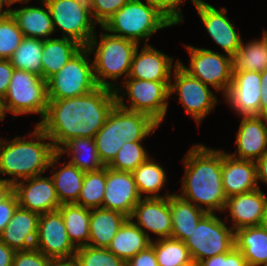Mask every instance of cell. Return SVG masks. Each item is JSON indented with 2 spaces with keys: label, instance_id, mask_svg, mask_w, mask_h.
Here are the masks:
<instances>
[{
  "label": "cell",
  "instance_id": "1",
  "mask_svg": "<svg viewBox=\"0 0 267 266\" xmlns=\"http://www.w3.org/2000/svg\"><path fill=\"white\" fill-rule=\"evenodd\" d=\"M115 104V91L101 86L81 96L48 100L46 114L37 126L58 151L70 139L94 138Z\"/></svg>",
  "mask_w": 267,
  "mask_h": 266
},
{
  "label": "cell",
  "instance_id": "2",
  "mask_svg": "<svg viewBox=\"0 0 267 266\" xmlns=\"http://www.w3.org/2000/svg\"><path fill=\"white\" fill-rule=\"evenodd\" d=\"M181 163L185 171L178 195L206 213H223L227 196L222 184V149L193 144Z\"/></svg>",
  "mask_w": 267,
  "mask_h": 266
},
{
  "label": "cell",
  "instance_id": "3",
  "mask_svg": "<svg viewBox=\"0 0 267 266\" xmlns=\"http://www.w3.org/2000/svg\"><path fill=\"white\" fill-rule=\"evenodd\" d=\"M26 135L0 138V175L12 186L22 180L43 175L57 153L52 141L34 124ZM10 177V178H9Z\"/></svg>",
  "mask_w": 267,
  "mask_h": 266
},
{
  "label": "cell",
  "instance_id": "4",
  "mask_svg": "<svg viewBox=\"0 0 267 266\" xmlns=\"http://www.w3.org/2000/svg\"><path fill=\"white\" fill-rule=\"evenodd\" d=\"M160 126L146 114L115 104L94 137L100 161L108 166L125 142L145 141Z\"/></svg>",
  "mask_w": 267,
  "mask_h": 266
},
{
  "label": "cell",
  "instance_id": "5",
  "mask_svg": "<svg viewBox=\"0 0 267 266\" xmlns=\"http://www.w3.org/2000/svg\"><path fill=\"white\" fill-rule=\"evenodd\" d=\"M91 38L87 49L93 55V69L98 86L115 90L120 82L127 79L131 70L132 57L138 44L132 40L114 36L100 27Z\"/></svg>",
  "mask_w": 267,
  "mask_h": 266
},
{
  "label": "cell",
  "instance_id": "6",
  "mask_svg": "<svg viewBox=\"0 0 267 266\" xmlns=\"http://www.w3.org/2000/svg\"><path fill=\"white\" fill-rule=\"evenodd\" d=\"M172 26L175 24L149 1L131 0L112 15L102 28L114 36L140 45L149 44L154 33Z\"/></svg>",
  "mask_w": 267,
  "mask_h": 266
},
{
  "label": "cell",
  "instance_id": "7",
  "mask_svg": "<svg viewBox=\"0 0 267 266\" xmlns=\"http://www.w3.org/2000/svg\"><path fill=\"white\" fill-rule=\"evenodd\" d=\"M169 86L170 81L127 78L114 90L116 104L123 109L146 114L160 125L167 116Z\"/></svg>",
  "mask_w": 267,
  "mask_h": 266
},
{
  "label": "cell",
  "instance_id": "8",
  "mask_svg": "<svg viewBox=\"0 0 267 266\" xmlns=\"http://www.w3.org/2000/svg\"><path fill=\"white\" fill-rule=\"evenodd\" d=\"M4 104L13 119L18 115H39L37 125L47 110V81L37 74L14 69L7 94L4 96Z\"/></svg>",
  "mask_w": 267,
  "mask_h": 266
},
{
  "label": "cell",
  "instance_id": "9",
  "mask_svg": "<svg viewBox=\"0 0 267 266\" xmlns=\"http://www.w3.org/2000/svg\"><path fill=\"white\" fill-rule=\"evenodd\" d=\"M90 56L89 50L83 47L47 80L48 100L81 96L98 87Z\"/></svg>",
  "mask_w": 267,
  "mask_h": 266
},
{
  "label": "cell",
  "instance_id": "10",
  "mask_svg": "<svg viewBox=\"0 0 267 266\" xmlns=\"http://www.w3.org/2000/svg\"><path fill=\"white\" fill-rule=\"evenodd\" d=\"M190 56L188 66L178 60L180 67L190 76L221 92L224 97L232 82V57L214 50L183 45Z\"/></svg>",
  "mask_w": 267,
  "mask_h": 266
},
{
  "label": "cell",
  "instance_id": "11",
  "mask_svg": "<svg viewBox=\"0 0 267 266\" xmlns=\"http://www.w3.org/2000/svg\"><path fill=\"white\" fill-rule=\"evenodd\" d=\"M216 213H207L184 244L196 263L229 252L234 246L235 231Z\"/></svg>",
  "mask_w": 267,
  "mask_h": 266
},
{
  "label": "cell",
  "instance_id": "12",
  "mask_svg": "<svg viewBox=\"0 0 267 266\" xmlns=\"http://www.w3.org/2000/svg\"><path fill=\"white\" fill-rule=\"evenodd\" d=\"M169 94L170 98L173 94L179 96L178 100L186 115H191L198 126L214 111L218 103L222 102L216 97L215 91L213 92L210 86L190 76L179 64L173 71Z\"/></svg>",
  "mask_w": 267,
  "mask_h": 266
},
{
  "label": "cell",
  "instance_id": "13",
  "mask_svg": "<svg viewBox=\"0 0 267 266\" xmlns=\"http://www.w3.org/2000/svg\"><path fill=\"white\" fill-rule=\"evenodd\" d=\"M52 17L53 28L62 38L76 41L87 47L96 33L97 23L92 15L75 0H44Z\"/></svg>",
  "mask_w": 267,
  "mask_h": 266
},
{
  "label": "cell",
  "instance_id": "14",
  "mask_svg": "<svg viewBox=\"0 0 267 266\" xmlns=\"http://www.w3.org/2000/svg\"><path fill=\"white\" fill-rule=\"evenodd\" d=\"M34 248L51 259L74 258L77 248L69 240L62 214L59 210L39 216Z\"/></svg>",
  "mask_w": 267,
  "mask_h": 266
},
{
  "label": "cell",
  "instance_id": "15",
  "mask_svg": "<svg viewBox=\"0 0 267 266\" xmlns=\"http://www.w3.org/2000/svg\"><path fill=\"white\" fill-rule=\"evenodd\" d=\"M195 9L211 40L226 55L232 57L238 51L243 39L234 22L227 16V8L224 6L217 9L205 0H200Z\"/></svg>",
  "mask_w": 267,
  "mask_h": 266
},
{
  "label": "cell",
  "instance_id": "16",
  "mask_svg": "<svg viewBox=\"0 0 267 266\" xmlns=\"http://www.w3.org/2000/svg\"><path fill=\"white\" fill-rule=\"evenodd\" d=\"M261 72L233 71L232 82L223 97L229 108L239 116H260L262 97Z\"/></svg>",
  "mask_w": 267,
  "mask_h": 266
},
{
  "label": "cell",
  "instance_id": "17",
  "mask_svg": "<svg viewBox=\"0 0 267 266\" xmlns=\"http://www.w3.org/2000/svg\"><path fill=\"white\" fill-rule=\"evenodd\" d=\"M129 218L151 241L171 237L172 217L169 196L161 198H141L133 208ZM150 233L155 235V239L150 236Z\"/></svg>",
  "mask_w": 267,
  "mask_h": 266
},
{
  "label": "cell",
  "instance_id": "18",
  "mask_svg": "<svg viewBox=\"0 0 267 266\" xmlns=\"http://www.w3.org/2000/svg\"><path fill=\"white\" fill-rule=\"evenodd\" d=\"M223 212H229L224 219L230 222L228 216L231 217L230 226L234 231L243 227L265 224L267 223V194L260 187L252 192L227 197Z\"/></svg>",
  "mask_w": 267,
  "mask_h": 266
},
{
  "label": "cell",
  "instance_id": "19",
  "mask_svg": "<svg viewBox=\"0 0 267 266\" xmlns=\"http://www.w3.org/2000/svg\"><path fill=\"white\" fill-rule=\"evenodd\" d=\"M20 207L39 215L58 210L61 206L50 176H34L13 185Z\"/></svg>",
  "mask_w": 267,
  "mask_h": 266
},
{
  "label": "cell",
  "instance_id": "20",
  "mask_svg": "<svg viewBox=\"0 0 267 266\" xmlns=\"http://www.w3.org/2000/svg\"><path fill=\"white\" fill-rule=\"evenodd\" d=\"M234 152L231 157L257 161L267 153V117L259 115L240 116Z\"/></svg>",
  "mask_w": 267,
  "mask_h": 266
},
{
  "label": "cell",
  "instance_id": "21",
  "mask_svg": "<svg viewBox=\"0 0 267 266\" xmlns=\"http://www.w3.org/2000/svg\"><path fill=\"white\" fill-rule=\"evenodd\" d=\"M138 45L132 57L131 70L128 78L148 81H170L178 60L166 55L153 45ZM140 49V50H139ZM174 63V65H173Z\"/></svg>",
  "mask_w": 267,
  "mask_h": 266
},
{
  "label": "cell",
  "instance_id": "22",
  "mask_svg": "<svg viewBox=\"0 0 267 266\" xmlns=\"http://www.w3.org/2000/svg\"><path fill=\"white\" fill-rule=\"evenodd\" d=\"M140 199L132 172L115 171L106 166V188L102 208L118 211L129 218Z\"/></svg>",
  "mask_w": 267,
  "mask_h": 266
},
{
  "label": "cell",
  "instance_id": "23",
  "mask_svg": "<svg viewBox=\"0 0 267 266\" xmlns=\"http://www.w3.org/2000/svg\"><path fill=\"white\" fill-rule=\"evenodd\" d=\"M222 184L227 197L260 188L256 162L233 158L222 150Z\"/></svg>",
  "mask_w": 267,
  "mask_h": 266
},
{
  "label": "cell",
  "instance_id": "24",
  "mask_svg": "<svg viewBox=\"0 0 267 266\" xmlns=\"http://www.w3.org/2000/svg\"><path fill=\"white\" fill-rule=\"evenodd\" d=\"M39 214L17 207L8 225L0 235V241L15 251L30 250L35 247Z\"/></svg>",
  "mask_w": 267,
  "mask_h": 266
},
{
  "label": "cell",
  "instance_id": "25",
  "mask_svg": "<svg viewBox=\"0 0 267 266\" xmlns=\"http://www.w3.org/2000/svg\"><path fill=\"white\" fill-rule=\"evenodd\" d=\"M61 155L56 153L49 164L54 187L60 204H76L82 188L85 172L70 162L60 161ZM60 163V164H59ZM58 164V165H57ZM61 165V166H60Z\"/></svg>",
  "mask_w": 267,
  "mask_h": 266
},
{
  "label": "cell",
  "instance_id": "26",
  "mask_svg": "<svg viewBox=\"0 0 267 266\" xmlns=\"http://www.w3.org/2000/svg\"><path fill=\"white\" fill-rule=\"evenodd\" d=\"M38 4L40 7L34 4L12 8L10 14L24 37L46 40L55 35L52 17L44 0Z\"/></svg>",
  "mask_w": 267,
  "mask_h": 266
},
{
  "label": "cell",
  "instance_id": "27",
  "mask_svg": "<svg viewBox=\"0 0 267 266\" xmlns=\"http://www.w3.org/2000/svg\"><path fill=\"white\" fill-rule=\"evenodd\" d=\"M234 243L248 266L267 265V223L237 229Z\"/></svg>",
  "mask_w": 267,
  "mask_h": 266
},
{
  "label": "cell",
  "instance_id": "28",
  "mask_svg": "<svg viewBox=\"0 0 267 266\" xmlns=\"http://www.w3.org/2000/svg\"><path fill=\"white\" fill-rule=\"evenodd\" d=\"M128 217L105 208L90 209L88 245L108 248L113 237Z\"/></svg>",
  "mask_w": 267,
  "mask_h": 266
},
{
  "label": "cell",
  "instance_id": "29",
  "mask_svg": "<svg viewBox=\"0 0 267 266\" xmlns=\"http://www.w3.org/2000/svg\"><path fill=\"white\" fill-rule=\"evenodd\" d=\"M83 47L76 41L58 37L43 40L41 56L42 78L47 81L55 75Z\"/></svg>",
  "mask_w": 267,
  "mask_h": 266
},
{
  "label": "cell",
  "instance_id": "30",
  "mask_svg": "<svg viewBox=\"0 0 267 266\" xmlns=\"http://www.w3.org/2000/svg\"><path fill=\"white\" fill-rule=\"evenodd\" d=\"M169 204L172 217L171 237L184 242L207 213L176 192L169 196Z\"/></svg>",
  "mask_w": 267,
  "mask_h": 266
},
{
  "label": "cell",
  "instance_id": "31",
  "mask_svg": "<svg viewBox=\"0 0 267 266\" xmlns=\"http://www.w3.org/2000/svg\"><path fill=\"white\" fill-rule=\"evenodd\" d=\"M132 174L141 198H161L173 194L169 191H165L164 195L160 194L168 184V177L164 167L158 164L154 157L150 156Z\"/></svg>",
  "mask_w": 267,
  "mask_h": 266
},
{
  "label": "cell",
  "instance_id": "32",
  "mask_svg": "<svg viewBox=\"0 0 267 266\" xmlns=\"http://www.w3.org/2000/svg\"><path fill=\"white\" fill-rule=\"evenodd\" d=\"M149 245L151 240L147 235L130 218H127L107 249L126 263Z\"/></svg>",
  "mask_w": 267,
  "mask_h": 266
},
{
  "label": "cell",
  "instance_id": "33",
  "mask_svg": "<svg viewBox=\"0 0 267 266\" xmlns=\"http://www.w3.org/2000/svg\"><path fill=\"white\" fill-rule=\"evenodd\" d=\"M57 153L61 157L67 154V161L84 172L97 171L105 167L99 159L94 138L70 139Z\"/></svg>",
  "mask_w": 267,
  "mask_h": 266
},
{
  "label": "cell",
  "instance_id": "34",
  "mask_svg": "<svg viewBox=\"0 0 267 266\" xmlns=\"http://www.w3.org/2000/svg\"><path fill=\"white\" fill-rule=\"evenodd\" d=\"M267 69V30L264 29L259 39L244 42L232 56V71L263 72Z\"/></svg>",
  "mask_w": 267,
  "mask_h": 266
},
{
  "label": "cell",
  "instance_id": "35",
  "mask_svg": "<svg viewBox=\"0 0 267 266\" xmlns=\"http://www.w3.org/2000/svg\"><path fill=\"white\" fill-rule=\"evenodd\" d=\"M58 210L66 227L69 240L78 248L89 240L90 209L76 204H62Z\"/></svg>",
  "mask_w": 267,
  "mask_h": 266
},
{
  "label": "cell",
  "instance_id": "36",
  "mask_svg": "<svg viewBox=\"0 0 267 266\" xmlns=\"http://www.w3.org/2000/svg\"><path fill=\"white\" fill-rule=\"evenodd\" d=\"M42 50L43 40L24 37L9 60L15 69L25 70L42 77Z\"/></svg>",
  "mask_w": 267,
  "mask_h": 266
},
{
  "label": "cell",
  "instance_id": "37",
  "mask_svg": "<svg viewBox=\"0 0 267 266\" xmlns=\"http://www.w3.org/2000/svg\"><path fill=\"white\" fill-rule=\"evenodd\" d=\"M106 188V166L97 171L85 172L76 205L88 209L101 208Z\"/></svg>",
  "mask_w": 267,
  "mask_h": 266
},
{
  "label": "cell",
  "instance_id": "38",
  "mask_svg": "<svg viewBox=\"0 0 267 266\" xmlns=\"http://www.w3.org/2000/svg\"><path fill=\"white\" fill-rule=\"evenodd\" d=\"M159 266H177L189 263L192 258L184 242L175 238H161L151 241Z\"/></svg>",
  "mask_w": 267,
  "mask_h": 266
},
{
  "label": "cell",
  "instance_id": "39",
  "mask_svg": "<svg viewBox=\"0 0 267 266\" xmlns=\"http://www.w3.org/2000/svg\"><path fill=\"white\" fill-rule=\"evenodd\" d=\"M142 142H125L107 167L115 171L133 172L151 156Z\"/></svg>",
  "mask_w": 267,
  "mask_h": 266
},
{
  "label": "cell",
  "instance_id": "40",
  "mask_svg": "<svg viewBox=\"0 0 267 266\" xmlns=\"http://www.w3.org/2000/svg\"><path fill=\"white\" fill-rule=\"evenodd\" d=\"M74 259L77 266H125L126 263L107 248L90 245L77 248Z\"/></svg>",
  "mask_w": 267,
  "mask_h": 266
},
{
  "label": "cell",
  "instance_id": "41",
  "mask_svg": "<svg viewBox=\"0 0 267 266\" xmlns=\"http://www.w3.org/2000/svg\"><path fill=\"white\" fill-rule=\"evenodd\" d=\"M24 35L11 14L0 17V59H10Z\"/></svg>",
  "mask_w": 267,
  "mask_h": 266
},
{
  "label": "cell",
  "instance_id": "42",
  "mask_svg": "<svg viewBox=\"0 0 267 266\" xmlns=\"http://www.w3.org/2000/svg\"><path fill=\"white\" fill-rule=\"evenodd\" d=\"M153 6L158 8L166 17H168L175 25H181L184 21L183 10L181 4L185 5V0H147ZM195 7L200 0H190Z\"/></svg>",
  "mask_w": 267,
  "mask_h": 266
},
{
  "label": "cell",
  "instance_id": "43",
  "mask_svg": "<svg viewBox=\"0 0 267 266\" xmlns=\"http://www.w3.org/2000/svg\"><path fill=\"white\" fill-rule=\"evenodd\" d=\"M131 0H93V20L102 27L123 5Z\"/></svg>",
  "mask_w": 267,
  "mask_h": 266
},
{
  "label": "cell",
  "instance_id": "44",
  "mask_svg": "<svg viewBox=\"0 0 267 266\" xmlns=\"http://www.w3.org/2000/svg\"><path fill=\"white\" fill-rule=\"evenodd\" d=\"M197 266H248L243 253L235 246L227 253L218 254L197 263Z\"/></svg>",
  "mask_w": 267,
  "mask_h": 266
},
{
  "label": "cell",
  "instance_id": "45",
  "mask_svg": "<svg viewBox=\"0 0 267 266\" xmlns=\"http://www.w3.org/2000/svg\"><path fill=\"white\" fill-rule=\"evenodd\" d=\"M50 260L51 258L33 248L15 251L12 266H47Z\"/></svg>",
  "mask_w": 267,
  "mask_h": 266
},
{
  "label": "cell",
  "instance_id": "46",
  "mask_svg": "<svg viewBox=\"0 0 267 266\" xmlns=\"http://www.w3.org/2000/svg\"><path fill=\"white\" fill-rule=\"evenodd\" d=\"M18 206V200L13 191L0 202V235L10 222Z\"/></svg>",
  "mask_w": 267,
  "mask_h": 266
},
{
  "label": "cell",
  "instance_id": "47",
  "mask_svg": "<svg viewBox=\"0 0 267 266\" xmlns=\"http://www.w3.org/2000/svg\"><path fill=\"white\" fill-rule=\"evenodd\" d=\"M125 266H159L153 246L149 245L146 249L138 252L126 262Z\"/></svg>",
  "mask_w": 267,
  "mask_h": 266
},
{
  "label": "cell",
  "instance_id": "48",
  "mask_svg": "<svg viewBox=\"0 0 267 266\" xmlns=\"http://www.w3.org/2000/svg\"><path fill=\"white\" fill-rule=\"evenodd\" d=\"M14 69L9 59H0V95L3 97L7 94Z\"/></svg>",
  "mask_w": 267,
  "mask_h": 266
},
{
  "label": "cell",
  "instance_id": "49",
  "mask_svg": "<svg viewBox=\"0 0 267 266\" xmlns=\"http://www.w3.org/2000/svg\"><path fill=\"white\" fill-rule=\"evenodd\" d=\"M15 250L0 241V266H12Z\"/></svg>",
  "mask_w": 267,
  "mask_h": 266
},
{
  "label": "cell",
  "instance_id": "50",
  "mask_svg": "<svg viewBox=\"0 0 267 266\" xmlns=\"http://www.w3.org/2000/svg\"><path fill=\"white\" fill-rule=\"evenodd\" d=\"M262 97L260 99V116L267 117V69L261 72Z\"/></svg>",
  "mask_w": 267,
  "mask_h": 266
},
{
  "label": "cell",
  "instance_id": "51",
  "mask_svg": "<svg viewBox=\"0 0 267 266\" xmlns=\"http://www.w3.org/2000/svg\"><path fill=\"white\" fill-rule=\"evenodd\" d=\"M258 183L267 185V153L256 161Z\"/></svg>",
  "mask_w": 267,
  "mask_h": 266
},
{
  "label": "cell",
  "instance_id": "52",
  "mask_svg": "<svg viewBox=\"0 0 267 266\" xmlns=\"http://www.w3.org/2000/svg\"><path fill=\"white\" fill-rule=\"evenodd\" d=\"M13 191V186L0 176V202Z\"/></svg>",
  "mask_w": 267,
  "mask_h": 266
},
{
  "label": "cell",
  "instance_id": "53",
  "mask_svg": "<svg viewBox=\"0 0 267 266\" xmlns=\"http://www.w3.org/2000/svg\"><path fill=\"white\" fill-rule=\"evenodd\" d=\"M47 266H77V264L74 258L51 259Z\"/></svg>",
  "mask_w": 267,
  "mask_h": 266
},
{
  "label": "cell",
  "instance_id": "54",
  "mask_svg": "<svg viewBox=\"0 0 267 266\" xmlns=\"http://www.w3.org/2000/svg\"><path fill=\"white\" fill-rule=\"evenodd\" d=\"M13 5H15L13 3V0H0V17L9 15ZM4 6L7 8H5Z\"/></svg>",
  "mask_w": 267,
  "mask_h": 266
},
{
  "label": "cell",
  "instance_id": "55",
  "mask_svg": "<svg viewBox=\"0 0 267 266\" xmlns=\"http://www.w3.org/2000/svg\"><path fill=\"white\" fill-rule=\"evenodd\" d=\"M81 7L93 15V0H75Z\"/></svg>",
  "mask_w": 267,
  "mask_h": 266
},
{
  "label": "cell",
  "instance_id": "56",
  "mask_svg": "<svg viewBox=\"0 0 267 266\" xmlns=\"http://www.w3.org/2000/svg\"><path fill=\"white\" fill-rule=\"evenodd\" d=\"M7 111L4 104V97L0 95V121L5 120L7 116Z\"/></svg>",
  "mask_w": 267,
  "mask_h": 266
},
{
  "label": "cell",
  "instance_id": "57",
  "mask_svg": "<svg viewBox=\"0 0 267 266\" xmlns=\"http://www.w3.org/2000/svg\"><path fill=\"white\" fill-rule=\"evenodd\" d=\"M30 1H32V0H13V3H14V4H15V3H18V4H19V3H20V4L22 3V5H23V3H24V4L27 5L28 3H31ZM38 1L40 2V1H43V0H38Z\"/></svg>",
  "mask_w": 267,
  "mask_h": 266
},
{
  "label": "cell",
  "instance_id": "58",
  "mask_svg": "<svg viewBox=\"0 0 267 266\" xmlns=\"http://www.w3.org/2000/svg\"><path fill=\"white\" fill-rule=\"evenodd\" d=\"M177 266H197V263L194 262L193 260H191L189 263H183V264L177 265Z\"/></svg>",
  "mask_w": 267,
  "mask_h": 266
}]
</instances>
